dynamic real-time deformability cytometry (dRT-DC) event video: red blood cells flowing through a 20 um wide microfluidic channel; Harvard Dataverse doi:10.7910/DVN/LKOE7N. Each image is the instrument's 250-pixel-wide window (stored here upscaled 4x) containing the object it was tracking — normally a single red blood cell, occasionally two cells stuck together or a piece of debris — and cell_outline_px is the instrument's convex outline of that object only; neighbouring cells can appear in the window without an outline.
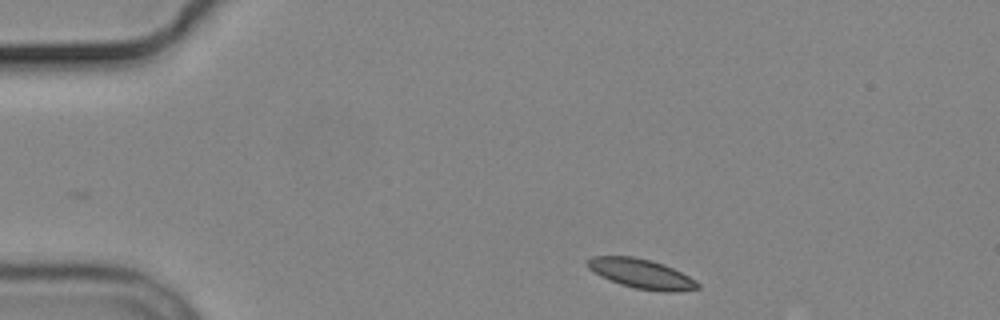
{"species": "common noctule bat (a hibernating species)", "species_latin": "Nyctalus noctula", "temperature_condition": "cold", "stored_images_in_passage": 4, "camera_frame_rate_fps": 3000, "um_per_image_px": 0.085, "animal": {"sex": "male", "body_mass_g": 19.2, "forearm_length_mm": 51.8}, "frame": {"image": 1, "passage_image": 1, "time_ms": 0.0, "image_size_px": [1000, 320], "cell_outline_px": [[700, 288], [676, 292], [664, 292], [636, 288], [620, 284], [600, 276], [588, 268], [588, 260], [592, 256], [632, 256], [652, 260], [664, 264], [696, 280], [700, 284]], "centroid_in_image_um": [54.53, 23.27], "position_along_channel_um": 30.5, "area_um2": 18.9}}
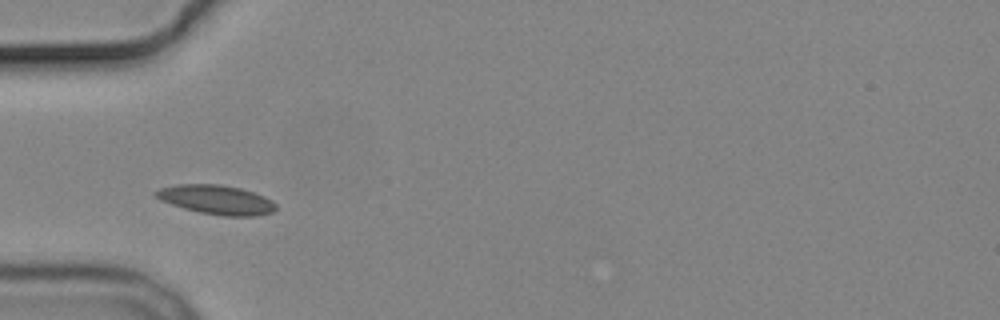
{"frame": {"image": 2, "passage_image": 3, "time_ms": 2.667, "image_size_px": [1000, 320], "cell_outline_px": [[276, 208], [272, 212], [256, 216], [224, 216], [200, 212], [184, 208], [160, 200], [152, 192], [160, 188], [176, 184], [220, 184], [240, 188], [264, 196], [272, 200], [276, 204]], "centroid_in_image_um": [18.39, 16.97], "position_along_channel_um": 66.6, "area_um2": 20.4}}
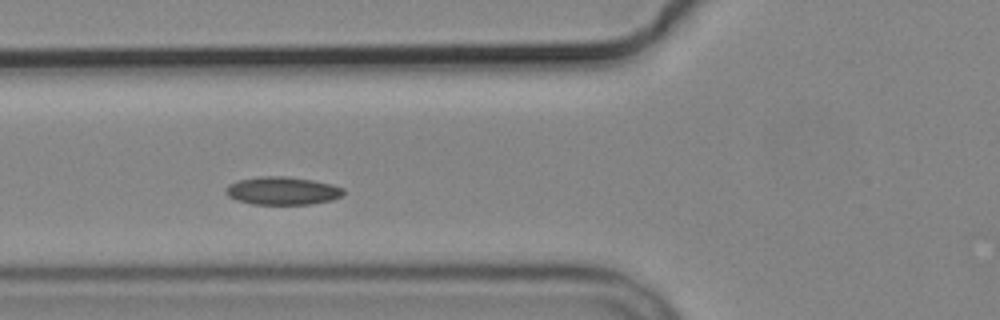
{"frame": {"image": 3, "passage_image": 4, "time_ms": 3.667, "image_size_px": [1000, 320], "cell_outline_px": [[344, 192], [340, 196], [332, 200], [312, 204], [252, 204], [236, 200], [228, 196], [224, 192], [224, 188], [228, 184], [240, 180], [260, 176], [288, 176], [312, 180], [332, 184], [344, 188]], "centroid_in_image_um": [23.98, 16.21], "position_along_channel_um": 101.8, "area_um2": 19.31}}